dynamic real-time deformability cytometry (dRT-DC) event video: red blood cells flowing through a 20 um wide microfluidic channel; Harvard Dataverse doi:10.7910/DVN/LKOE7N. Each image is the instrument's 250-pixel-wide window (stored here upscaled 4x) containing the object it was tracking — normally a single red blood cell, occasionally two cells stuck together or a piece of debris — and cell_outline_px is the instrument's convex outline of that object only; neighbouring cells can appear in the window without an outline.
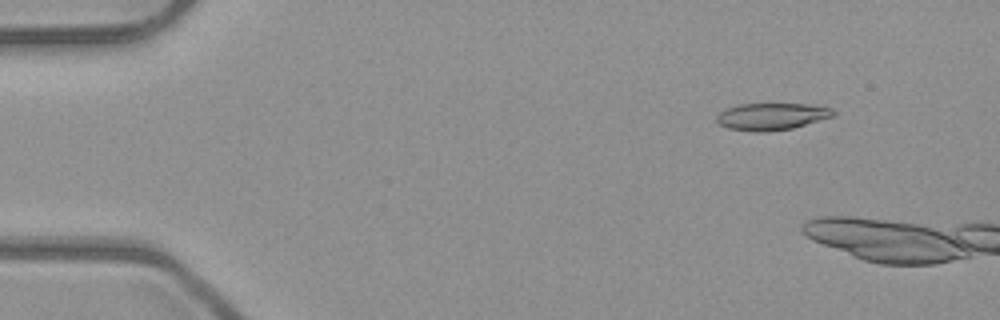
{"species": "common noctule bat (a hibernating species)", "species_latin": "Nyctalus noctula", "temperature_condition": "room temperature", "stored_images_in_passage": 5, "camera_frame_rate_fps": 3000, "um_per_image_px": 0.085, "animal": {"sex": "male", "body_mass_g": 23.1, "forearm_length_mm": 52.7}, "frame": {"image": 1, "passage_image": 1, "time_ms": 0.0, "image_size_px": [1000, 320], "cell_outline_px": [[836, 112], [832, 116], [792, 128], [768, 132], [752, 132], [728, 128], [720, 124], [716, 120], [716, 116], [724, 108], [736, 104], [824, 104], [832, 108]], "centroid_in_image_um": [65.59, 9.88], "position_along_channel_um": 19.4, "area_um2": 18.61}}